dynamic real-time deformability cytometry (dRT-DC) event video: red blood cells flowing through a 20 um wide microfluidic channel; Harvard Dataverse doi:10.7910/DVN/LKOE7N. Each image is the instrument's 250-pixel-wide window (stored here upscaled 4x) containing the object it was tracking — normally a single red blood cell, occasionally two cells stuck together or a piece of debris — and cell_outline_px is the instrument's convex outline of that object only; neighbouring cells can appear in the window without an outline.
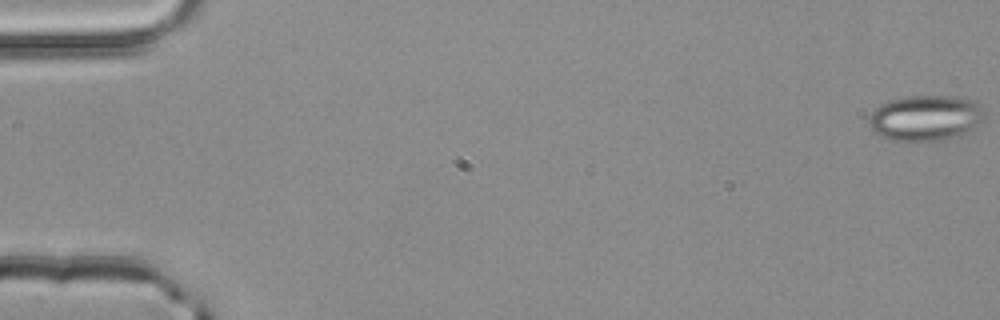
{"species": "common noctule bat (a hibernating species)", "species_latin": "Nyctalus noctula", "temperature_condition": "room temperature", "stored_images_in_passage": 52, "camera_frame_rate_fps": 3000, "um_per_image_px": 0.085, "animal": {"sex": "male", "body_mass_g": 20.4}, "frame": {"image": 1, "passage_image": 1, "time_ms": 0.0, "image_size_px": [1000, 320], "cell_outline_px": [[984, 120], [968, 132], [960, 136], [944, 140], [908, 144], [888, 140], [872, 132], [868, 124], [868, 120], [872, 112], [880, 104], [888, 100], [908, 96], [952, 96], [976, 100], [980, 104], [984, 112]], "centroid_in_image_um": [78.65, 10.07], "position_along_channel_um": 6.4, "area_um2": 31.91}}
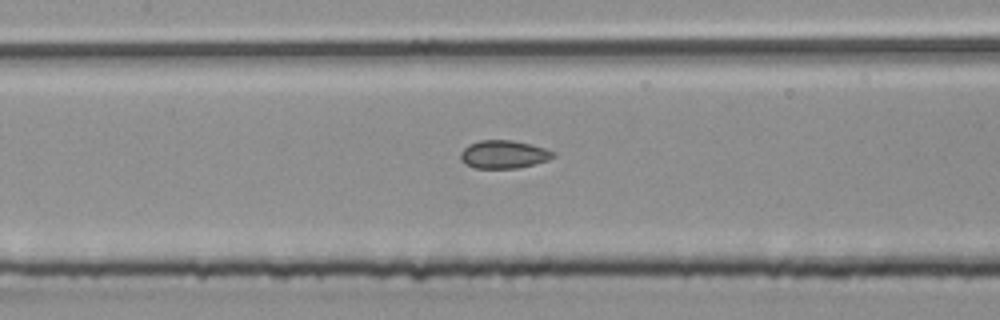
{"frame": {"image": 2, "passage_image": 25, "time_ms": 8.0, "image_size_px": [1000, 320], "cell_outline_px": [[556, 156], [548, 160], [516, 168], [476, 168], [460, 160], [460, 152], [468, 144], [480, 140], [512, 140], [544, 148], [556, 152]], "centroid_in_image_um": [42.81, 13.11], "position_along_channel_um": 164.6, "area_um2": 15.03}}
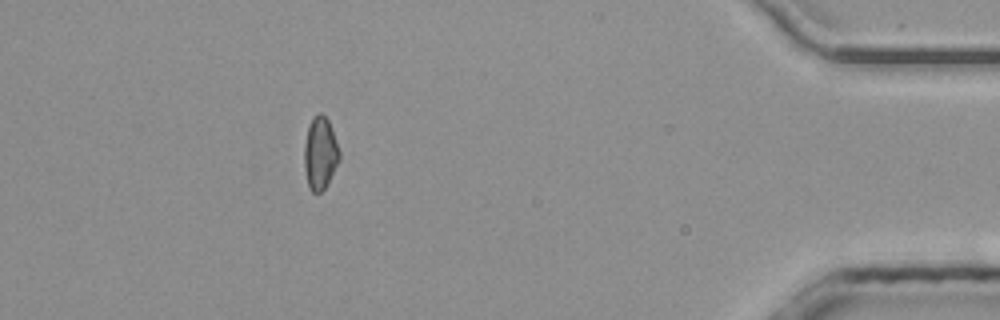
{"frame": {"image": 3, "passage_image": 47, "time_ms": 15.333, "image_size_px": [1000, 320], "cell_outline_px": [[340, 160], [328, 184], [320, 192], [312, 192], [308, 188], [304, 168], [304, 144], [308, 124], [312, 116], [320, 112], [328, 120], [332, 128], [340, 152]], "centroid_in_image_um": [27.21, 13.02], "position_along_channel_um": 408.0, "area_um2": 15.2}, "authors_computed_cell_mechanics": {"area_um2": 15.2014, "velocity_mm_per_s": 4.0872, "shape_relaxation_time_tau1_ms": null, "shape_relaxation_time_tau2_ms": 1.7338, "deformation_change_tau1": null, "deformation_change_tau2": 0.0826}}